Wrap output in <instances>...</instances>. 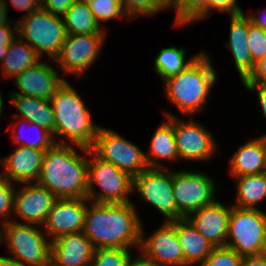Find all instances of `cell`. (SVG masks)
<instances>
[{
	"label": "cell",
	"instance_id": "obj_17",
	"mask_svg": "<svg viewBox=\"0 0 266 266\" xmlns=\"http://www.w3.org/2000/svg\"><path fill=\"white\" fill-rule=\"evenodd\" d=\"M49 62L39 61L34 66L29 67L15 79L18 92H9V95H26L39 99L50 100L58 88L65 82Z\"/></svg>",
	"mask_w": 266,
	"mask_h": 266
},
{
	"label": "cell",
	"instance_id": "obj_28",
	"mask_svg": "<svg viewBox=\"0 0 266 266\" xmlns=\"http://www.w3.org/2000/svg\"><path fill=\"white\" fill-rule=\"evenodd\" d=\"M237 191L235 205L239 208L256 209L266 197V172L236 177Z\"/></svg>",
	"mask_w": 266,
	"mask_h": 266
},
{
	"label": "cell",
	"instance_id": "obj_30",
	"mask_svg": "<svg viewBox=\"0 0 266 266\" xmlns=\"http://www.w3.org/2000/svg\"><path fill=\"white\" fill-rule=\"evenodd\" d=\"M14 115H15V119L17 118L18 121H16L17 124L13 125V127H12L13 128V132H12L13 136L12 137H13V141L15 143V144L13 143V145L25 146V147H29L32 149H38V150H47L48 148H51L56 143L54 140L53 134L50 131L40 127L39 125H37L34 122L29 123L25 119H20L19 114L15 113ZM19 126L21 127L20 129H19ZM24 126L25 127L31 126V128L33 127L32 129L35 128L34 131L35 130H37V131H35V133L32 131L31 132L36 134L37 136L36 137L34 136V139L32 138L33 136L31 137V134H27V136H26L25 133L26 132L28 133V131H26V132L23 131V130H26V128Z\"/></svg>",
	"mask_w": 266,
	"mask_h": 266
},
{
	"label": "cell",
	"instance_id": "obj_16",
	"mask_svg": "<svg viewBox=\"0 0 266 266\" xmlns=\"http://www.w3.org/2000/svg\"><path fill=\"white\" fill-rule=\"evenodd\" d=\"M21 185L22 188L15 190L13 214L23 220V224L42 227L57 197L36 182Z\"/></svg>",
	"mask_w": 266,
	"mask_h": 266
},
{
	"label": "cell",
	"instance_id": "obj_49",
	"mask_svg": "<svg viewBox=\"0 0 266 266\" xmlns=\"http://www.w3.org/2000/svg\"><path fill=\"white\" fill-rule=\"evenodd\" d=\"M9 49V45L0 44V64L4 57L7 55V51Z\"/></svg>",
	"mask_w": 266,
	"mask_h": 266
},
{
	"label": "cell",
	"instance_id": "obj_13",
	"mask_svg": "<svg viewBox=\"0 0 266 266\" xmlns=\"http://www.w3.org/2000/svg\"><path fill=\"white\" fill-rule=\"evenodd\" d=\"M165 117L173 116V131L179 158L186 161H205L217 153V143L212 133L198 122L184 121L170 111L163 112Z\"/></svg>",
	"mask_w": 266,
	"mask_h": 266
},
{
	"label": "cell",
	"instance_id": "obj_24",
	"mask_svg": "<svg viewBox=\"0 0 266 266\" xmlns=\"http://www.w3.org/2000/svg\"><path fill=\"white\" fill-rule=\"evenodd\" d=\"M230 173L235 177L266 172L265 151L261 136L238 147L230 160Z\"/></svg>",
	"mask_w": 266,
	"mask_h": 266
},
{
	"label": "cell",
	"instance_id": "obj_47",
	"mask_svg": "<svg viewBox=\"0 0 266 266\" xmlns=\"http://www.w3.org/2000/svg\"><path fill=\"white\" fill-rule=\"evenodd\" d=\"M8 17V7L4 0H0V24H12ZM10 22V23H9Z\"/></svg>",
	"mask_w": 266,
	"mask_h": 266
},
{
	"label": "cell",
	"instance_id": "obj_31",
	"mask_svg": "<svg viewBox=\"0 0 266 266\" xmlns=\"http://www.w3.org/2000/svg\"><path fill=\"white\" fill-rule=\"evenodd\" d=\"M175 9V27H185L208 15V0H172Z\"/></svg>",
	"mask_w": 266,
	"mask_h": 266
},
{
	"label": "cell",
	"instance_id": "obj_15",
	"mask_svg": "<svg viewBox=\"0 0 266 266\" xmlns=\"http://www.w3.org/2000/svg\"><path fill=\"white\" fill-rule=\"evenodd\" d=\"M87 198H57L41 227L50 241L58 237L82 232L85 222Z\"/></svg>",
	"mask_w": 266,
	"mask_h": 266
},
{
	"label": "cell",
	"instance_id": "obj_9",
	"mask_svg": "<svg viewBox=\"0 0 266 266\" xmlns=\"http://www.w3.org/2000/svg\"><path fill=\"white\" fill-rule=\"evenodd\" d=\"M90 150L101 160L112 163L131 177L148 168L145 153L111 129L100 126Z\"/></svg>",
	"mask_w": 266,
	"mask_h": 266
},
{
	"label": "cell",
	"instance_id": "obj_53",
	"mask_svg": "<svg viewBox=\"0 0 266 266\" xmlns=\"http://www.w3.org/2000/svg\"><path fill=\"white\" fill-rule=\"evenodd\" d=\"M1 229H2V228H0V245H1V243H2V242H1Z\"/></svg>",
	"mask_w": 266,
	"mask_h": 266
},
{
	"label": "cell",
	"instance_id": "obj_52",
	"mask_svg": "<svg viewBox=\"0 0 266 266\" xmlns=\"http://www.w3.org/2000/svg\"><path fill=\"white\" fill-rule=\"evenodd\" d=\"M3 98H2V95H1V91H0V118H1V115L3 114Z\"/></svg>",
	"mask_w": 266,
	"mask_h": 266
},
{
	"label": "cell",
	"instance_id": "obj_37",
	"mask_svg": "<svg viewBox=\"0 0 266 266\" xmlns=\"http://www.w3.org/2000/svg\"><path fill=\"white\" fill-rule=\"evenodd\" d=\"M0 176V218L2 226L12 220L8 218L13 213L16 185ZM7 218V219H6ZM6 219V220H4Z\"/></svg>",
	"mask_w": 266,
	"mask_h": 266
},
{
	"label": "cell",
	"instance_id": "obj_23",
	"mask_svg": "<svg viewBox=\"0 0 266 266\" xmlns=\"http://www.w3.org/2000/svg\"><path fill=\"white\" fill-rule=\"evenodd\" d=\"M148 153H145V159L150 168H166L161 160H179L176 150V143L173 131V116L166 117L155 130L149 145ZM162 164V165H161Z\"/></svg>",
	"mask_w": 266,
	"mask_h": 266
},
{
	"label": "cell",
	"instance_id": "obj_11",
	"mask_svg": "<svg viewBox=\"0 0 266 266\" xmlns=\"http://www.w3.org/2000/svg\"><path fill=\"white\" fill-rule=\"evenodd\" d=\"M132 192H139V200L154 206L166 217V222L182 219L177 212L172 187V170L169 167H148L141 174L133 177Z\"/></svg>",
	"mask_w": 266,
	"mask_h": 266
},
{
	"label": "cell",
	"instance_id": "obj_21",
	"mask_svg": "<svg viewBox=\"0 0 266 266\" xmlns=\"http://www.w3.org/2000/svg\"><path fill=\"white\" fill-rule=\"evenodd\" d=\"M229 41L225 45L231 51L241 81L253 71V60L248 47L249 17L244 13L230 15Z\"/></svg>",
	"mask_w": 266,
	"mask_h": 266
},
{
	"label": "cell",
	"instance_id": "obj_3",
	"mask_svg": "<svg viewBox=\"0 0 266 266\" xmlns=\"http://www.w3.org/2000/svg\"><path fill=\"white\" fill-rule=\"evenodd\" d=\"M210 60L208 53L201 51L179 74L163 81L167 98L185 116L204 110L210 90L218 80Z\"/></svg>",
	"mask_w": 266,
	"mask_h": 266
},
{
	"label": "cell",
	"instance_id": "obj_36",
	"mask_svg": "<svg viewBox=\"0 0 266 266\" xmlns=\"http://www.w3.org/2000/svg\"><path fill=\"white\" fill-rule=\"evenodd\" d=\"M248 42V47L250 48L252 55L254 70L255 64H257L266 56V32L261 27L252 24L250 19Z\"/></svg>",
	"mask_w": 266,
	"mask_h": 266
},
{
	"label": "cell",
	"instance_id": "obj_2",
	"mask_svg": "<svg viewBox=\"0 0 266 266\" xmlns=\"http://www.w3.org/2000/svg\"><path fill=\"white\" fill-rule=\"evenodd\" d=\"M55 143L43 156L37 182L57 198H87L89 148ZM88 156V158H87Z\"/></svg>",
	"mask_w": 266,
	"mask_h": 266
},
{
	"label": "cell",
	"instance_id": "obj_32",
	"mask_svg": "<svg viewBox=\"0 0 266 266\" xmlns=\"http://www.w3.org/2000/svg\"><path fill=\"white\" fill-rule=\"evenodd\" d=\"M125 13L130 19L138 16H151L172 8V0H120Z\"/></svg>",
	"mask_w": 266,
	"mask_h": 266
},
{
	"label": "cell",
	"instance_id": "obj_35",
	"mask_svg": "<svg viewBox=\"0 0 266 266\" xmlns=\"http://www.w3.org/2000/svg\"><path fill=\"white\" fill-rule=\"evenodd\" d=\"M243 256L227 246L215 247L200 266H241Z\"/></svg>",
	"mask_w": 266,
	"mask_h": 266
},
{
	"label": "cell",
	"instance_id": "obj_44",
	"mask_svg": "<svg viewBox=\"0 0 266 266\" xmlns=\"http://www.w3.org/2000/svg\"><path fill=\"white\" fill-rule=\"evenodd\" d=\"M126 266H159V265L150 261L140 253L138 254V256L136 255L135 259L134 257L132 258V256H130Z\"/></svg>",
	"mask_w": 266,
	"mask_h": 266
},
{
	"label": "cell",
	"instance_id": "obj_34",
	"mask_svg": "<svg viewBox=\"0 0 266 266\" xmlns=\"http://www.w3.org/2000/svg\"><path fill=\"white\" fill-rule=\"evenodd\" d=\"M130 256L128 248H95L90 266H126Z\"/></svg>",
	"mask_w": 266,
	"mask_h": 266
},
{
	"label": "cell",
	"instance_id": "obj_8",
	"mask_svg": "<svg viewBox=\"0 0 266 266\" xmlns=\"http://www.w3.org/2000/svg\"><path fill=\"white\" fill-rule=\"evenodd\" d=\"M266 234V213L261 209L232 207L226 246L239 255L259 256Z\"/></svg>",
	"mask_w": 266,
	"mask_h": 266
},
{
	"label": "cell",
	"instance_id": "obj_41",
	"mask_svg": "<svg viewBox=\"0 0 266 266\" xmlns=\"http://www.w3.org/2000/svg\"><path fill=\"white\" fill-rule=\"evenodd\" d=\"M8 1H10L14 8L19 11H24L23 16L30 15L32 12H35L41 8V0H4L8 7Z\"/></svg>",
	"mask_w": 266,
	"mask_h": 266
},
{
	"label": "cell",
	"instance_id": "obj_5",
	"mask_svg": "<svg viewBox=\"0 0 266 266\" xmlns=\"http://www.w3.org/2000/svg\"><path fill=\"white\" fill-rule=\"evenodd\" d=\"M1 228V242H6L12 258L26 266L52 265L51 241L40 226L12 220Z\"/></svg>",
	"mask_w": 266,
	"mask_h": 266
},
{
	"label": "cell",
	"instance_id": "obj_19",
	"mask_svg": "<svg viewBox=\"0 0 266 266\" xmlns=\"http://www.w3.org/2000/svg\"><path fill=\"white\" fill-rule=\"evenodd\" d=\"M45 151L17 146L10 155L0 158V165L4 168L0 176L13 184L37 182Z\"/></svg>",
	"mask_w": 266,
	"mask_h": 266
},
{
	"label": "cell",
	"instance_id": "obj_22",
	"mask_svg": "<svg viewBox=\"0 0 266 266\" xmlns=\"http://www.w3.org/2000/svg\"><path fill=\"white\" fill-rule=\"evenodd\" d=\"M176 233L183 251L184 266H200L215 248L187 218L176 220Z\"/></svg>",
	"mask_w": 266,
	"mask_h": 266
},
{
	"label": "cell",
	"instance_id": "obj_38",
	"mask_svg": "<svg viewBox=\"0 0 266 266\" xmlns=\"http://www.w3.org/2000/svg\"><path fill=\"white\" fill-rule=\"evenodd\" d=\"M212 9L230 15L243 13V10L237 4V0H208V17Z\"/></svg>",
	"mask_w": 266,
	"mask_h": 266
},
{
	"label": "cell",
	"instance_id": "obj_51",
	"mask_svg": "<svg viewBox=\"0 0 266 266\" xmlns=\"http://www.w3.org/2000/svg\"><path fill=\"white\" fill-rule=\"evenodd\" d=\"M261 140L263 141V147L265 151V165H266V134L261 136Z\"/></svg>",
	"mask_w": 266,
	"mask_h": 266
},
{
	"label": "cell",
	"instance_id": "obj_10",
	"mask_svg": "<svg viewBox=\"0 0 266 266\" xmlns=\"http://www.w3.org/2000/svg\"><path fill=\"white\" fill-rule=\"evenodd\" d=\"M215 183L211 177L198 171H173L172 187L177 212L187 218L193 212L215 200Z\"/></svg>",
	"mask_w": 266,
	"mask_h": 266
},
{
	"label": "cell",
	"instance_id": "obj_4",
	"mask_svg": "<svg viewBox=\"0 0 266 266\" xmlns=\"http://www.w3.org/2000/svg\"><path fill=\"white\" fill-rule=\"evenodd\" d=\"M50 102L54 114L53 137L55 142L58 144L72 143L90 149L100 126L94 124L90 111L76 90L65 80ZM56 136L68 142H57Z\"/></svg>",
	"mask_w": 266,
	"mask_h": 266
},
{
	"label": "cell",
	"instance_id": "obj_50",
	"mask_svg": "<svg viewBox=\"0 0 266 266\" xmlns=\"http://www.w3.org/2000/svg\"><path fill=\"white\" fill-rule=\"evenodd\" d=\"M259 256H260L261 258L266 259V234H265L264 241H263V243H262V247H261V250H260Z\"/></svg>",
	"mask_w": 266,
	"mask_h": 266
},
{
	"label": "cell",
	"instance_id": "obj_46",
	"mask_svg": "<svg viewBox=\"0 0 266 266\" xmlns=\"http://www.w3.org/2000/svg\"><path fill=\"white\" fill-rule=\"evenodd\" d=\"M263 11H265L263 13V15H265V17L263 15H261L262 13L259 12L256 14V12H254V14L252 15H247L251 21L252 24H254L255 26L261 27L265 32H266V10L264 9Z\"/></svg>",
	"mask_w": 266,
	"mask_h": 266
},
{
	"label": "cell",
	"instance_id": "obj_7",
	"mask_svg": "<svg viewBox=\"0 0 266 266\" xmlns=\"http://www.w3.org/2000/svg\"><path fill=\"white\" fill-rule=\"evenodd\" d=\"M93 156V157H92ZM100 191L96 190V187ZM133 177L112 163L101 160L89 149L87 199L96 203H129Z\"/></svg>",
	"mask_w": 266,
	"mask_h": 266
},
{
	"label": "cell",
	"instance_id": "obj_26",
	"mask_svg": "<svg viewBox=\"0 0 266 266\" xmlns=\"http://www.w3.org/2000/svg\"><path fill=\"white\" fill-rule=\"evenodd\" d=\"M41 60L36 51L19 36L9 45L7 55L1 62L2 76L10 79Z\"/></svg>",
	"mask_w": 266,
	"mask_h": 266
},
{
	"label": "cell",
	"instance_id": "obj_33",
	"mask_svg": "<svg viewBox=\"0 0 266 266\" xmlns=\"http://www.w3.org/2000/svg\"><path fill=\"white\" fill-rule=\"evenodd\" d=\"M89 8L94 15L96 22L100 25L101 21L113 20V18L131 19L122 8L120 0H86ZM100 21V22H99Z\"/></svg>",
	"mask_w": 266,
	"mask_h": 266
},
{
	"label": "cell",
	"instance_id": "obj_18",
	"mask_svg": "<svg viewBox=\"0 0 266 266\" xmlns=\"http://www.w3.org/2000/svg\"><path fill=\"white\" fill-rule=\"evenodd\" d=\"M231 211L232 206H224L215 199L190 214L187 219L214 247H224Z\"/></svg>",
	"mask_w": 266,
	"mask_h": 266
},
{
	"label": "cell",
	"instance_id": "obj_48",
	"mask_svg": "<svg viewBox=\"0 0 266 266\" xmlns=\"http://www.w3.org/2000/svg\"><path fill=\"white\" fill-rule=\"evenodd\" d=\"M0 266H26L9 256H0Z\"/></svg>",
	"mask_w": 266,
	"mask_h": 266
},
{
	"label": "cell",
	"instance_id": "obj_27",
	"mask_svg": "<svg viewBox=\"0 0 266 266\" xmlns=\"http://www.w3.org/2000/svg\"><path fill=\"white\" fill-rule=\"evenodd\" d=\"M68 34H106L96 22L86 0H78L62 17Z\"/></svg>",
	"mask_w": 266,
	"mask_h": 266
},
{
	"label": "cell",
	"instance_id": "obj_45",
	"mask_svg": "<svg viewBox=\"0 0 266 266\" xmlns=\"http://www.w3.org/2000/svg\"><path fill=\"white\" fill-rule=\"evenodd\" d=\"M241 266H266V259L260 256H245Z\"/></svg>",
	"mask_w": 266,
	"mask_h": 266
},
{
	"label": "cell",
	"instance_id": "obj_14",
	"mask_svg": "<svg viewBox=\"0 0 266 266\" xmlns=\"http://www.w3.org/2000/svg\"><path fill=\"white\" fill-rule=\"evenodd\" d=\"M139 249L143 256L159 266H184L183 251L176 233V220L165 221L147 238L141 226Z\"/></svg>",
	"mask_w": 266,
	"mask_h": 266
},
{
	"label": "cell",
	"instance_id": "obj_12",
	"mask_svg": "<svg viewBox=\"0 0 266 266\" xmlns=\"http://www.w3.org/2000/svg\"><path fill=\"white\" fill-rule=\"evenodd\" d=\"M106 34H68L54 63L66 74L82 76L97 60Z\"/></svg>",
	"mask_w": 266,
	"mask_h": 266
},
{
	"label": "cell",
	"instance_id": "obj_6",
	"mask_svg": "<svg viewBox=\"0 0 266 266\" xmlns=\"http://www.w3.org/2000/svg\"><path fill=\"white\" fill-rule=\"evenodd\" d=\"M18 36L28 43L42 58L46 53L51 62L60 53L68 35L63 18L55 16L42 7L17 20Z\"/></svg>",
	"mask_w": 266,
	"mask_h": 266
},
{
	"label": "cell",
	"instance_id": "obj_40",
	"mask_svg": "<svg viewBox=\"0 0 266 266\" xmlns=\"http://www.w3.org/2000/svg\"><path fill=\"white\" fill-rule=\"evenodd\" d=\"M241 82L266 84V56L257 64H255L254 70L246 79L242 80Z\"/></svg>",
	"mask_w": 266,
	"mask_h": 266
},
{
	"label": "cell",
	"instance_id": "obj_42",
	"mask_svg": "<svg viewBox=\"0 0 266 266\" xmlns=\"http://www.w3.org/2000/svg\"><path fill=\"white\" fill-rule=\"evenodd\" d=\"M15 20V26L11 28L10 24H0V44L10 45L18 36V25Z\"/></svg>",
	"mask_w": 266,
	"mask_h": 266
},
{
	"label": "cell",
	"instance_id": "obj_1",
	"mask_svg": "<svg viewBox=\"0 0 266 266\" xmlns=\"http://www.w3.org/2000/svg\"><path fill=\"white\" fill-rule=\"evenodd\" d=\"M89 203L82 232L94 248H139L142 223L135 204Z\"/></svg>",
	"mask_w": 266,
	"mask_h": 266
},
{
	"label": "cell",
	"instance_id": "obj_20",
	"mask_svg": "<svg viewBox=\"0 0 266 266\" xmlns=\"http://www.w3.org/2000/svg\"><path fill=\"white\" fill-rule=\"evenodd\" d=\"M51 245L53 266H90L95 248L83 232L62 235Z\"/></svg>",
	"mask_w": 266,
	"mask_h": 266
},
{
	"label": "cell",
	"instance_id": "obj_29",
	"mask_svg": "<svg viewBox=\"0 0 266 266\" xmlns=\"http://www.w3.org/2000/svg\"><path fill=\"white\" fill-rule=\"evenodd\" d=\"M186 54V49L177 48L173 45H171V47L162 48L154 59V71L160 75L162 81L170 76L179 74L189 66L200 53L190 57L187 61L185 57Z\"/></svg>",
	"mask_w": 266,
	"mask_h": 266
},
{
	"label": "cell",
	"instance_id": "obj_43",
	"mask_svg": "<svg viewBox=\"0 0 266 266\" xmlns=\"http://www.w3.org/2000/svg\"><path fill=\"white\" fill-rule=\"evenodd\" d=\"M247 90L251 92L257 91L258 100L266 119V84L263 83H242Z\"/></svg>",
	"mask_w": 266,
	"mask_h": 266
},
{
	"label": "cell",
	"instance_id": "obj_25",
	"mask_svg": "<svg viewBox=\"0 0 266 266\" xmlns=\"http://www.w3.org/2000/svg\"><path fill=\"white\" fill-rule=\"evenodd\" d=\"M10 101L18 111L21 119L34 122L40 127L54 132V114L50 100L26 95H9Z\"/></svg>",
	"mask_w": 266,
	"mask_h": 266
},
{
	"label": "cell",
	"instance_id": "obj_39",
	"mask_svg": "<svg viewBox=\"0 0 266 266\" xmlns=\"http://www.w3.org/2000/svg\"><path fill=\"white\" fill-rule=\"evenodd\" d=\"M78 0H41V7L49 13L63 17Z\"/></svg>",
	"mask_w": 266,
	"mask_h": 266
}]
</instances>
